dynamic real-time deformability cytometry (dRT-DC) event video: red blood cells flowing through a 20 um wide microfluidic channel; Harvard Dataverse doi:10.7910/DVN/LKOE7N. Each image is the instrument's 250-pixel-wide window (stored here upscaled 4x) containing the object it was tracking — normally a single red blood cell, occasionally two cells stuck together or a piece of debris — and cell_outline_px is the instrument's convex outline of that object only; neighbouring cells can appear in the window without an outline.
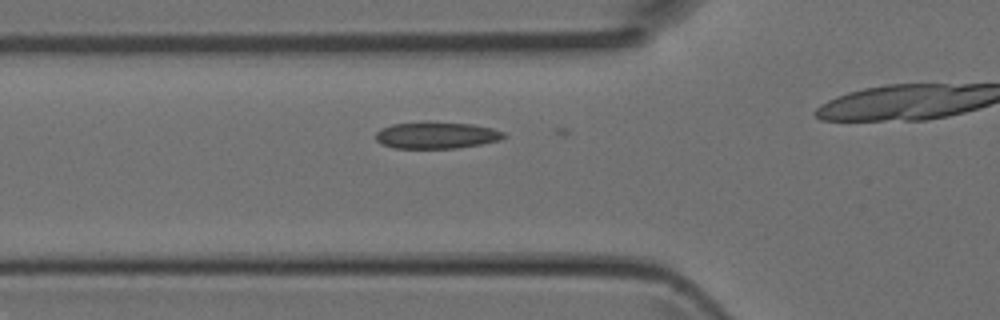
{"species": "Egyptian fruit bat (a non-hibernating species)", "species_latin": "Rousettus aegyptiacus", "temperature_condition": "room temperature", "stored_images_in_passage": 20, "camera_frame_rate_fps": 3000, "um_per_image_px": 0.085, "animal": {"sex": "female"}, "frame": {"image": 1, "passage_image": 10, "time_ms": 3.0, "image_size_px": [1000, 320], "cell_outline_px": [[508, 136], [500, 140], [480, 144], [456, 148], [396, 148], [380, 144], [376, 140], [376, 132], [380, 128], [392, 124], [472, 124], [492, 128], [504, 132]], "centroid_in_image_um": [37.11, 11.53], "position_along_channel_um": 88.7, "area_um2": 19.25}}
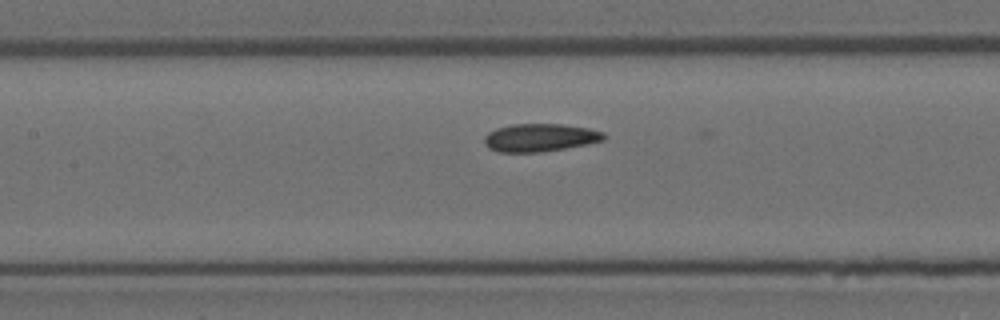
{"frame": {"image": 2, "passage_image": 15, "time_ms": 4.667, "image_size_px": [1000, 320], "cell_outline_px": [[608, 136], [604, 140], [588, 144], [540, 152], [496, 152], [488, 148], [484, 144], [484, 136], [488, 132], [496, 128], [512, 124], [564, 124], [588, 128], [604, 132]], "centroid_in_image_um": [45.89, 11.69], "position_along_channel_um": 161.5, "area_um2": 19.65}}
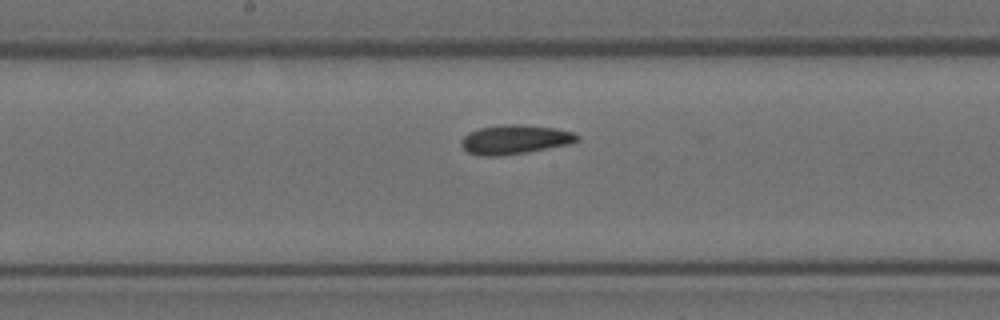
{"frame": {"image": 3, "passage_image": 18, "time_ms": 5.667, "image_size_px": [1000, 320], "cell_outline_px": [[580, 140], [572, 144], [524, 152], [496, 156], [480, 156], [468, 152], [460, 144], [460, 140], [468, 132], [480, 128], [504, 124], [524, 124], [552, 128], [572, 132], [580, 136]], "centroid_in_image_um": [43.76, 11.85], "position_along_channel_um": 204.4, "area_um2": 19.71}}